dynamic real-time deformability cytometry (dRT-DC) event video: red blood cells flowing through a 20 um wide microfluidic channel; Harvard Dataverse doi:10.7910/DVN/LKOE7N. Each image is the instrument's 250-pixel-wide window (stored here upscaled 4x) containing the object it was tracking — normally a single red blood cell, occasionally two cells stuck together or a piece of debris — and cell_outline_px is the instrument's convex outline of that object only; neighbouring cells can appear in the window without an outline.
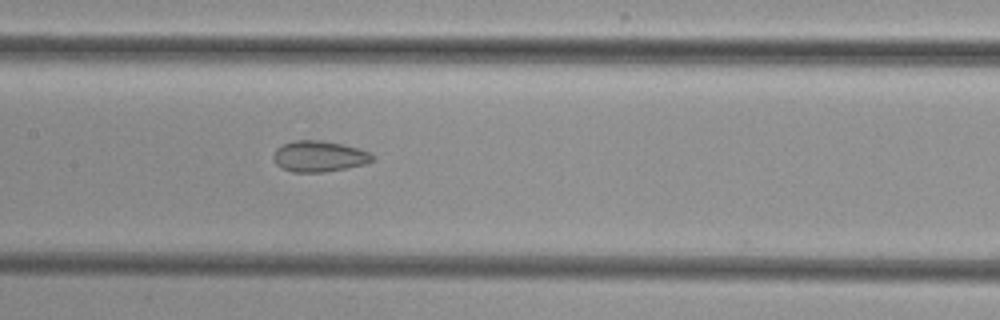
{"species": "common noctule bat (a hibernating species)", "species_latin": "Nyctalus noctula", "temperature_condition": "cold", "stored_images_in_passage": 28, "camera_frame_rate_fps": 3000, "um_per_image_px": 0.085, "animal": {"sex": "female", "body_mass_g": 29.2, "forearm_length_mm": 56.3}, "frame": {"image": 1, "passage_image": 27, "time_ms": 8.667, "image_size_px": [1000, 320], "cell_outline_px": [[376, 160], [364, 164], [324, 172], [292, 172], [276, 164], [272, 156], [276, 148], [292, 140], [320, 140], [360, 148], [372, 152]], "centroid_in_image_um": [27.15, 13.28], "position_along_channel_um": 180.3, "area_um2": 17.92}}